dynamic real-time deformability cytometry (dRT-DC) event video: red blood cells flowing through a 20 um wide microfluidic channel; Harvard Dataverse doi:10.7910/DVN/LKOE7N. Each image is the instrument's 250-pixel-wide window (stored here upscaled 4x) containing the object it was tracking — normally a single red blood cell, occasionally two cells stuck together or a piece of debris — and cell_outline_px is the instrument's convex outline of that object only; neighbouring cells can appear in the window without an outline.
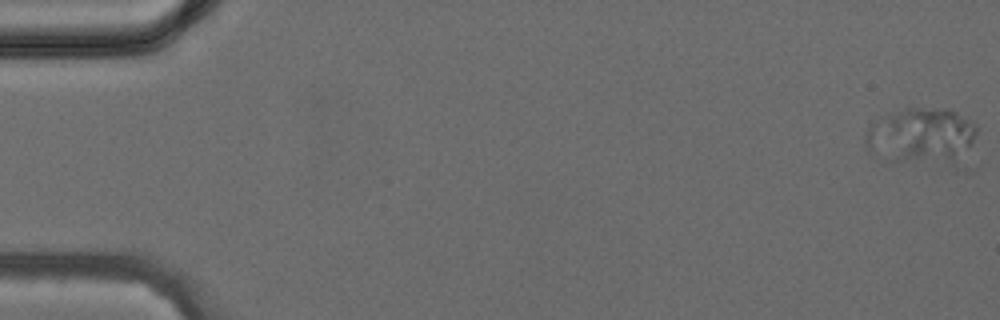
{"species": "common noctule bat (a hibernating species)", "species_latin": "Nyctalus noctula", "temperature_condition": "cold", "stored_images_in_passage": 7, "camera_frame_rate_fps": 3000, "um_per_image_px": 0.085, "animal": {"sex": "female", "body_mass_g": 24.6, "forearm_length_mm": 56.2}, "frame": {"image": 1, "passage_image": 1, "time_ms": 0.0, "image_size_px": [1000, 320], "cell_outline_px": [[976, 132], [964, 172], [956, 172], [892, 160], [868, 148], [864, 144], [864, 136], [872, 120], [904, 108], [948, 108], [956, 112], [976, 124]], "centroid_in_image_um": [78.5, 11.71], "position_along_channel_um": 6.5, "area_um2": 39.3}}